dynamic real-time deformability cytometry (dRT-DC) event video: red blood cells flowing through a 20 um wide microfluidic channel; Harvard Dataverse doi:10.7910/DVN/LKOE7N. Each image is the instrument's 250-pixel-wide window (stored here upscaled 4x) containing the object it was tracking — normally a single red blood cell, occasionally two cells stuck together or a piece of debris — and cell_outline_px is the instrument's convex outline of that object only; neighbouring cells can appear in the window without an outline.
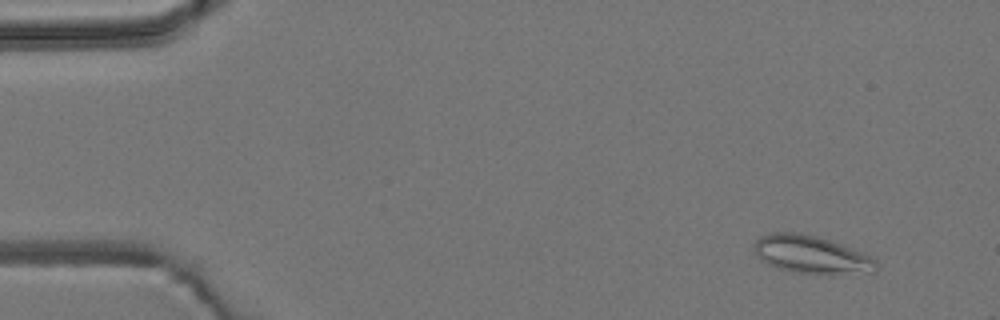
{"species": "common noctule bat (a hibernating species)", "species_latin": "Nyctalus noctula", "temperature_condition": "room temperature", "stored_images_in_passage": 5, "camera_frame_rate_fps": 3000, "um_per_image_px": 0.085, "animal": {"sex": "male", "body_mass_g": 19.2, "forearm_length_mm": 51.8}, "frame": {"image": 1, "passage_image": 2, "time_ms": 0.333, "image_size_px": [1000, 320], "cell_outline_px": [[880, 268], [876, 272], [828, 276], [792, 272], [776, 268], [760, 260], [752, 248], [752, 244], [760, 236], [772, 232], [796, 232], [816, 236], [840, 244], [872, 256], [876, 260]], "centroid_in_image_um": [68.98, 21.68], "position_along_channel_um": 16.0, "area_um2": 27.8}}